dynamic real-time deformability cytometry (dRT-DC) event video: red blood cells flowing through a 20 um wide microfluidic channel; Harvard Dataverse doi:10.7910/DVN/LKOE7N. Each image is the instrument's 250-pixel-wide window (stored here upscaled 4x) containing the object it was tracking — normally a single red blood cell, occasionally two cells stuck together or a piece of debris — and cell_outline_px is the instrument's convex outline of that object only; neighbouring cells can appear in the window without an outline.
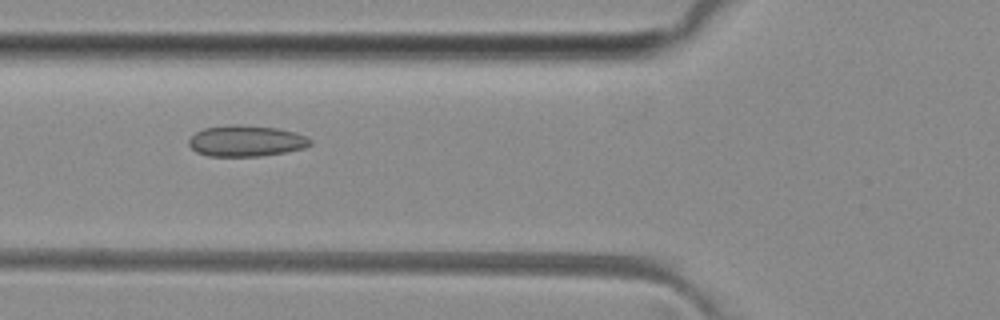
{"species": "common noctule bat (a hibernating species)", "species_latin": "Nyctalus noctula", "temperature_condition": "room temperature", "stored_images_in_passage": 31, "camera_frame_rate_fps": 3000, "um_per_image_px": 0.085, "animal": {"sex": "female", "body_mass_g": 29.2, "forearm_length_mm": 56.3}, "frame": {"image": 1, "passage_image": 9, "time_ms": 2.667, "image_size_px": [1000, 320], "cell_outline_px": [[312, 144], [304, 148], [284, 152], [260, 156], [208, 156], [196, 152], [188, 144], [188, 140], [196, 132], [204, 128], [232, 124], [240, 124], [276, 128], [296, 132], [308, 136], [312, 140]], "centroid_in_image_um": [20.93, 11.97], "position_along_channel_um": 104.9, "area_um2": 22.14}}
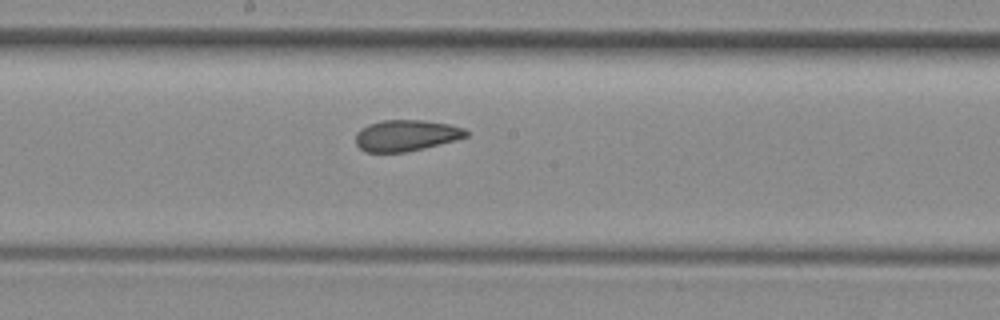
{"frame": {"image": 2, "passage_image": 17, "time_ms": 5.333, "image_size_px": [1000, 320], "cell_outline_px": [[468, 136], [456, 140], [424, 148], [404, 152], [364, 152], [356, 144], [356, 132], [360, 128], [368, 124], [384, 120], [424, 120], [448, 124], [464, 128], [468, 132]], "centroid_in_image_um": [34.5, 11.51], "position_along_channel_um": 213.7, "area_um2": 20.11}}
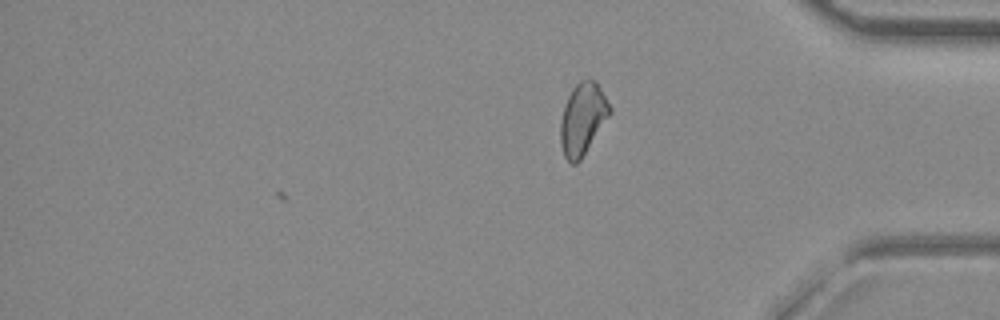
{"frame": {"image": 3, "passage_image": 31, "time_ms": 10.0, "image_size_px": [1000, 320], "cell_outline_px": [[612, 112], [580, 160], [576, 164], [572, 164], [564, 156], [560, 144], [560, 120], [568, 96], [572, 88], [580, 80], [596, 80], [612, 108]], "centroid_in_image_um": [49.53, 10.1], "position_along_channel_um": 385.7, "area_um2": 20.58}, "authors_computed_cell_mechanics": {"area_um2": 20.5768, "velocity_mm_per_s": 4.0706, "shape_relaxation_time_tau1_ms": null, "shape_relaxation_time_tau2_ms": 3.1655, "deformation_change_tau1": null, "deformation_change_tau2": 0.0957}}